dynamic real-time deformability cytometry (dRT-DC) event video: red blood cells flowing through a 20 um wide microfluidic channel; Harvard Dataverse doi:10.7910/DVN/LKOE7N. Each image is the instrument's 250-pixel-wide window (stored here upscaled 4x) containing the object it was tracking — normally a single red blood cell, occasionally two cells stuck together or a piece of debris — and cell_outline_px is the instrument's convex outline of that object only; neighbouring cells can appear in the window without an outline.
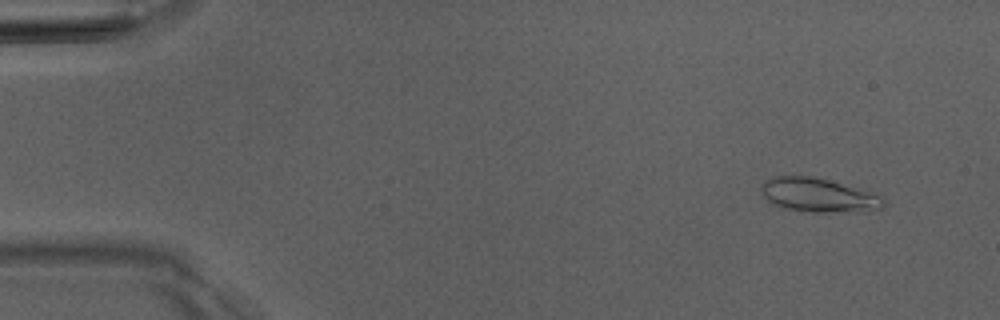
{"species": "Egyptian fruit bat (a non-hibernating species)", "species_latin": "Rousettus aegyptiacus", "temperature_condition": "room temperature", "stored_images_in_passage": 6, "camera_frame_rate_fps": 3000, "um_per_image_px": 0.085, "animal": {"sex": "male"}, "frame": {"image": 1, "passage_image": 2, "time_ms": 1.0, "image_size_px": [1000, 320], "cell_outline_px": [[888, 204], [884, 208], [860, 212], [812, 212], [780, 208], [772, 204], [760, 192], [760, 188], [764, 180], [776, 176], [812, 176], [828, 180], [884, 196]], "centroid_in_image_um": [69.59, 16.61], "position_along_channel_um": 15.4, "area_um2": 24.57}}